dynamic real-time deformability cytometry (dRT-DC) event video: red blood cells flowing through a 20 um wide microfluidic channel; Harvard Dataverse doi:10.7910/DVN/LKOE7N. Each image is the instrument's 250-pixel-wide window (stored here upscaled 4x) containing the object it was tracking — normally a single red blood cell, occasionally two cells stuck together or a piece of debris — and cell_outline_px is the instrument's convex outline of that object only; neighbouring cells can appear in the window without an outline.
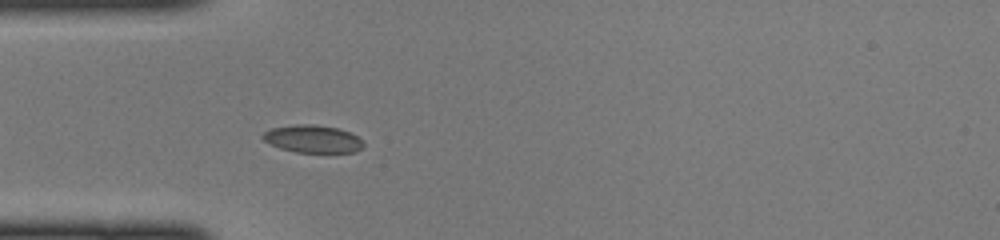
{"species": "common noctule bat (a hibernating species)", "species_latin": "Nyctalus noctula", "temperature_condition": "cold", "stored_images_in_passage": 38, "camera_frame_rate_fps": 3000, "um_per_image_px": 0.085, "animal": {"sex": "female", "body_mass_g": 22.0, "forearm_length_mm": 56.7}, "frame": {"image": 1, "passage_image": 5, "time_ms": 1.333, "image_size_px": [1000, 240], "cell_outline_px": [[364, 144], [356, 152], [296, 152], [280, 148], [264, 140], [260, 136], [264, 132], [272, 128], [296, 124], [312, 124], [336, 128], [348, 132], [356, 136]], "centroid_in_image_um": [26.55, 11.81], "position_along_channel_um": 58.5, "area_um2": 15.9}}
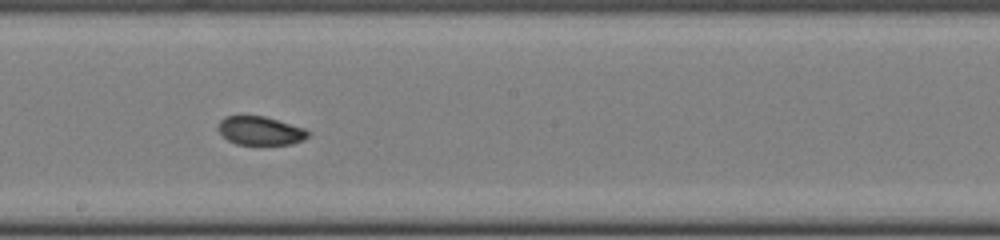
{"frame": {"image": 2, "passage_image": 17, "time_ms": 5.333, "image_size_px": [1000, 240], "cell_outline_px": [[312, 132], [304, 140], [292, 144], [236, 144], [228, 140], [216, 128], [220, 120], [224, 116], [264, 116], [304, 128]], "centroid_in_image_um": [22.13, 11.11], "position_along_channel_um": 226.1, "area_um2": 14.97}}
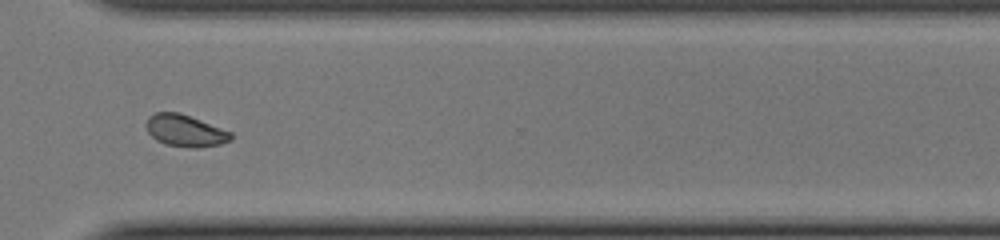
{"frame": {"image": 3, "passage_image": 26, "time_ms": 8.333, "image_size_px": [1000, 240], "cell_outline_px": [[232, 140], [220, 144], [200, 148], [192, 148], [164, 144], [156, 140], [148, 132], [144, 124], [148, 116], [156, 112], [180, 112], [232, 132]], "centroid_in_image_um": [15.72, 11.11], "position_along_channel_um": 354.9, "area_um2": 15.95}}